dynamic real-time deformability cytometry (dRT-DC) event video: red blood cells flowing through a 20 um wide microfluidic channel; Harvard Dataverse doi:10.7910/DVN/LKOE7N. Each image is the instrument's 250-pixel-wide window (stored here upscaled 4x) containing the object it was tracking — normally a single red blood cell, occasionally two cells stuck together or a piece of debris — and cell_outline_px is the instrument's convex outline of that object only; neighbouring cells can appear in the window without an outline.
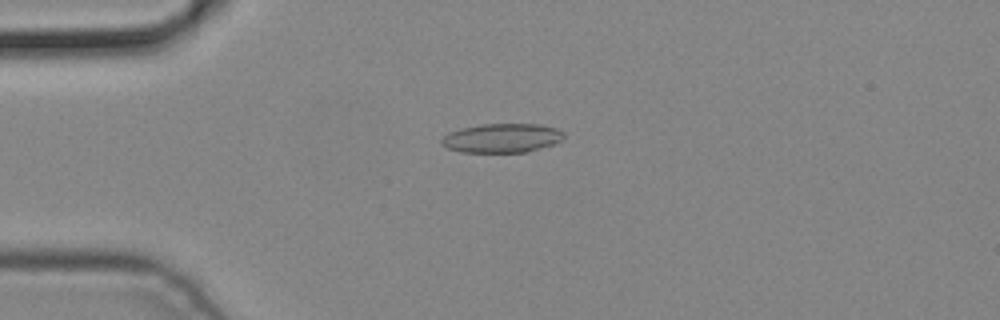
{"species": "common noctule bat (a hibernating species)", "species_latin": "Nyctalus noctula", "temperature_condition": "cold", "stored_images_in_passage": 7, "camera_frame_rate_fps": 3000, "um_per_image_px": 0.085, "animal": {"sex": "male", "body_mass_g": 19.2, "forearm_length_mm": 51.8}, "frame": {"image": 1, "passage_image": 4, "time_ms": 1.0, "image_size_px": [1000, 320], "cell_outline_px": [[564, 136], [560, 140], [552, 144], [524, 152], [460, 152], [448, 148], [440, 144], [440, 140], [448, 132], [460, 128], [480, 124], [540, 124], [556, 128], [564, 132]], "centroid_in_image_um": [42.61, 11.72], "position_along_channel_um": 42.4, "area_um2": 20.69}}
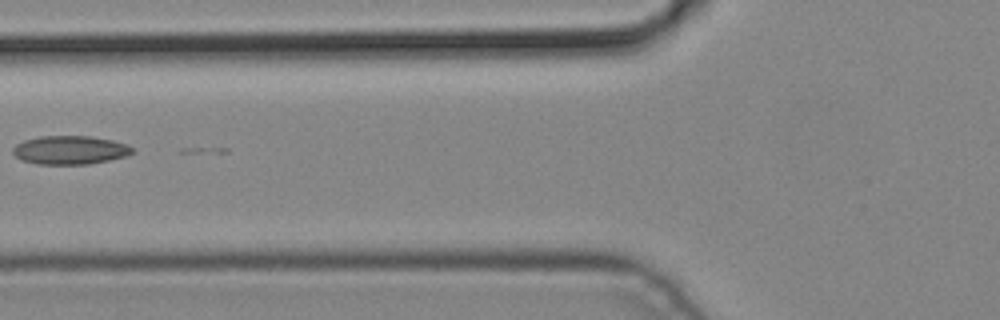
{"frame": {"image": 2, "passage_image": 6, "time_ms": 1.667, "image_size_px": [1000, 320], "cell_outline_px": [[132, 152], [128, 156], [88, 164], [36, 164], [20, 160], [12, 152], [12, 148], [16, 144], [24, 140], [40, 136], [92, 136], [112, 140], [128, 144], [132, 148]], "centroid_in_image_um": [5.93, 12.75], "position_along_channel_um": 119.9, "area_um2": 20.0}}